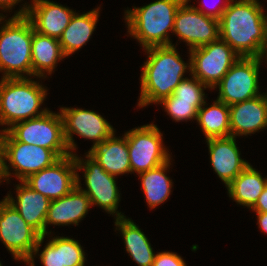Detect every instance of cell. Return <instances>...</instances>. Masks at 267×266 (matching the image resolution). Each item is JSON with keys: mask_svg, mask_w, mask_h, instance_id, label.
<instances>
[{"mask_svg": "<svg viewBox=\"0 0 267 266\" xmlns=\"http://www.w3.org/2000/svg\"><path fill=\"white\" fill-rule=\"evenodd\" d=\"M258 58H259L261 63L263 62L264 58L267 61V41L262 46V49H261V52H260V55H259ZM266 64H267V62H266Z\"/></svg>", "mask_w": 267, "mask_h": 266, "instance_id": "d590c367", "label": "cell"}, {"mask_svg": "<svg viewBox=\"0 0 267 266\" xmlns=\"http://www.w3.org/2000/svg\"><path fill=\"white\" fill-rule=\"evenodd\" d=\"M4 19L5 17H1L3 25H0V72H3L1 77H32L33 25L26 16Z\"/></svg>", "mask_w": 267, "mask_h": 266, "instance_id": "5b68a950", "label": "cell"}, {"mask_svg": "<svg viewBox=\"0 0 267 266\" xmlns=\"http://www.w3.org/2000/svg\"><path fill=\"white\" fill-rule=\"evenodd\" d=\"M90 198L77 185L67 195L51 200L45 220V236L48 225H78L85 218L91 207Z\"/></svg>", "mask_w": 267, "mask_h": 266, "instance_id": "44dd1931", "label": "cell"}, {"mask_svg": "<svg viewBox=\"0 0 267 266\" xmlns=\"http://www.w3.org/2000/svg\"><path fill=\"white\" fill-rule=\"evenodd\" d=\"M17 141L54 151L60 158L70 155L62 116L48 111L42 116L18 122L7 130Z\"/></svg>", "mask_w": 267, "mask_h": 266, "instance_id": "ba28073f", "label": "cell"}, {"mask_svg": "<svg viewBox=\"0 0 267 266\" xmlns=\"http://www.w3.org/2000/svg\"><path fill=\"white\" fill-rule=\"evenodd\" d=\"M47 88L31 77L1 78L0 81V125H12L42 116L49 109H41L47 96ZM40 109V111H39Z\"/></svg>", "mask_w": 267, "mask_h": 266, "instance_id": "277c9868", "label": "cell"}, {"mask_svg": "<svg viewBox=\"0 0 267 266\" xmlns=\"http://www.w3.org/2000/svg\"><path fill=\"white\" fill-rule=\"evenodd\" d=\"M205 101L206 100L179 99V97L170 95L161 100L158 104L164 106L167 115H169L175 122H180L191 119L196 120L198 111Z\"/></svg>", "mask_w": 267, "mask_h": 266, "instance_id": "f1b7e54d", "label": "cell"}, {"mask_svg": "<svg viewBox=\"0 0 267 266\" xmlns=\"http://www.w3.org/2000/svg\"><path fill=\"white\" fill-rule=\"evenodd\" d=\"M99 9L100 7L83 14L74 13L59 39L65 57L72 55L90 40L97 26Z\"/></svg>", "mask_w": 267, "mask_h": 266, "instance_id": "cb8c5ba5", "label": "cell"}, {"mask_svg": "<svg viewBox=\"0 0 267 266\" xmlns=\"http://www.w3.org/2000/svg\"><path fill=\"white\" fill-rule=\"evenodd\" d=\"M16 200L7 194L5 198L12 204L28 225L41 236L45 235V220L51 200L43 194L33 190L24 181L15 185Z\"/></svg>", "mask_w": 267, "mask_h": 266, "instance_id": "ffe728a7", "label": "cell"}, {"mask_svg": "<svg viewBox=\"0 0 267 266\" xmlns=\"http://www.w3.org/2000/svg\"><path fill=\"white\" fill-rule=\"evenodd\" d=\"M190 74L204 83L209 90L222 80L240 57L233 48L220 38L189 51Z\"/></svg>", "mask_w": 267, "mask_h": 266, "instance_id": "30bf717a", "label": "cell"}, {"mask_svg": "<svg viewBox=\"0 0 267 266\" xmlns=\"http://www.w3.org/2000/svg\"><path fill=\"white\" fill-rule=\"evenodd\" d=\"M152 266H187L184 259L174 252L163 251L155 255Z\"/></svg>", "mask_w": 267, "mask_h": 266, "instance_id": "4dcf8cb0", "label": "cell"}, {"mask_svg": "<svg viewBox=\"0 0 267 266\" xmlns=\"http://www.w3.org/2000/svg\"><path fill=\"white\" fill-rule=\"evenodd\" d=\"M206 142L211 166L227 187L250 163L240 157L236 137L211 138Z\"/></svg>", "mask_w": 267, "mask_h": 266, "instance_id": "e0dca14e", "label": "cell"}, {"mask_svg": "<svg viewBox=\"0 0 267 266\" xmlns=\"http://www.w3.org/2000/svg\"><path fill=\"white\" fill-rule=\"evenodd\" d=\"M44 238L45 235L38 240L33 255L27 262L28 265H35L34 258L37 254L43 266H85V252L78 241L65 236H54L38 254Z\"/></svg>", "mask_w": 267, "mask_h": 266, "instance_id": "ac0fdd59", "label": "cell"}, {"mask_svg": "<svg viewBox=\"0 0 267 266\" xmlns=\"http://www.w3.org/2000/svg\"><path fill=\"white\" fill-rule=\"evenodd\" d=\"M20 1L23 0H0V9L1 11L3 10L4 12L7 10L9 12H12L10 10L13 9ZM16 4V5H15Z\"/></svg>", "mask_w": 267, "mask_h": 266, "instance_id": "e575fe53", "label": "cell"}, {"mask_svg": "<svg viewBox=\"0 0 267 266\" xmlns=\"http://www.w3.org/2000/svg\"><path fill=\"white\" fill-rule=\"evenodd\" d=\"M74 155L60 158L53 165L30 175L24 182L50 200L69 194L77 185Z\"/></svg>", "mask_w": 267, "mask_h": 266, "instance_id": "9a60e30c", "label": "cell"}, {"mask_svg": "<svg viewBox=\"0 0 267 266\" xmlns=\"http://www.w3.org/2000/svg\"><path fill=\"white\" fill-rule=\"evenodd\" d=\"M189 1L185 0L178 8L172 33L176 34L179 40L187 43L190 51L217 41L220 38V32L219 20L188 5Z\"/></svg>", "mask_w": 267, "mask_h": 266, "instance_id": "5bb4252c", "label": "cell"}, {"mask_svg": "<svg viewBox=\"0 0 267 266\" xmlns=\"http://www.w3.org/2000/svg\"><path fill=\"white\" fill-rule=\"evenodd\" d=\"M230 0H226L224 4L217 5V7L211 8L209 11L203 9L204 4H199L200 7L193 6L195 9L199 10L200 12L204 13L207 16L214 17L216 19H220L225 9L228 7Z\"/></svg>", "mask_w": 267, "mask_h": 266, "instance_id": "1f68e13d", "label": "cell"}, {"mask_svg": "<svg viewBox=\"0 0 267 266\" xmlns=\"http://www.w3.org/2000/svg\"><path fill=\"white\" fill-rule=\"evenodd\" d=\"M209 89L198 78L191 75V78L185 77L173 91L174 97L186 100H205V89Z\"/></svg>", "mask_w": 267, "mask_h": 266, "instance_id": "f546056e", "label": "cell"}, {"mask_svg": "<svg viewBox=\"0 0 267 266\" xmlns=\"http://www.w3.org/2000/svg\"><path fill=\"white\" fill-rule=\"evenodd\" d=\"M2 14V15H1ZM1 17H6L5 15H3V13H0V24H1Z\"/></svg>", "mask_w": 267, "mask_h": 266, "instance_id": "8d00e7d4", "label": "cell"}, {"mask_svg": "<svg viewBox=\"0 0 267 266\" xmlns=\"http://www.w3.org/2000/svg\"><path fill=\"white\" fill-rule=\"evenodd\" d=\"M263 95H264L266 102H267V92L266 93L263 92Z\"/></svg>", "mask_w": 267, "mask_h": 266, "instance_id": "74e56055", "label": "cell"}, {"mask_svg": "<svg viewBox=\"0 0 267 266\" xmlns=\"http://www.w3.org/2000/svg\"><path fill=\"white\" fill-rule=\"evenodd\" d=\"M147 61L141 67V89L138 107L158 104L185 79L184 73L191 72V59L185 63L175 46H152L144 49ZM188 70V71H187Z\"/></svg>", "mask_w": 267, "mask_h": 266, "instance_id": "7a4b0ae2", "label": "cell"}, {"mask_svg": "<svg viewBox=\"0 0 267 266\" xmlns=\"http://www.w3.org/2000/svg\"><path fill=\"white\" fill-rule=\"evenodd\" d=\"M131 173H142L172 160L157 125L147 124L125 132Z\"/></svg>", "mask_w": 267, "mask_h": 266, "instance_id": "9c48e42d", "label": "cell"}, {"mask_svg": "<svg viewBox=\"0 0 267 266\" xmlns=\"http://www.w3.org/2000/svg\"><path fill=\"white\" fill-rule=\"evenodd\" d=\"M59 111L63 120L64 137L72 155L76 154L73 151L77 149L73 134L94 141L93 148L116 132L103 116L93 110L60 107Z\"/></svg>", "mask_w": 267, "mask_h": 266, "instance_id": "4fadbf2b", "label": "cell"}, {"mask_svg": "<svg viewBox=\"0 0 267 266\" xmlns=\"http://www.w3.org/2000/svg\"><path fill=\"white\" fill-rule=\"evenodd\" d=\"M32 76L46 78L57 67L58 61L65 58L58 39L40 34L34 30L31 44ZM46 72V73H45Z\"/></svg>", "mask_w": 267, "mask_h": 266, "instance_id": "603a6c76", "label": "cell"}, {"mask_svg": "<svg viewBox=\"0 0 267 266\" xmlns=\"http://www.w3.org/2000/svg\"><path fill=\"white\" fill-rule=\"evenodd\" d=\"M266 185L267 178L249 164L226 188L232 200L251 209Z\"/></svg>", "mask_w": 267, "mask_h": 266, "instance_id": "484cf974", "label": "cell"}, {"mask_svg": "<svg viewBox=\"0 0 267 266\" xmlns=\"http://www.w3.org/2000/svg\"><path fill=\"white\" fill-rule=\"evenodd\" d=\"M259 0H230L219 19L220 39L240 57H259L267 41V15Z\"/></svg>", "mask_w": 267, "mask_h": 266, "instance_id": "6da1fadb", "label": "cell"}, {"mask_svg": "<svg viewBox=\"0 0 267 266\" xmlns=\"http://www.w3.org/2000/svg\"><path fill=\"white\" fill-rule=\"evenodd\" d=\"M231 136H247L267 128V102L263 94L229 106Z\"/></svg>", "mask_w": 267, "mask_h": 266, "instance_id": "d6986e66", "label": "cell"}, {"mask_svg": "<svg viewBox=\"0 0 267 266\" xmlns=\"http://www.w3.org/2000/svg\"><path fill=\"white\" fill-rule=\"evenodd\" d=\"M257 215V224L262 232L267 234V212H255Z\"/></svg>", "mask_w": 267, "mask_h": 266, "instance_id": "836d02e7", "label": "cell"}, {"mask_svg": "<svg viewBox=\"0 0 267 266\" xmlns=\"http://www.w3.org/2000/svg\"><path fill=\"white\" fill-rule=\"evenodd\" d=\"M115 220L116 230L121 232L126 252L133 261L138 266H152L156 254L144 232L129 218L121 217Z\"/></svg>", "mask_w": 267, "mask_h": 266, "instance_id": "d4e9b609", "label": "cell"}, {"mask_svg": "<svg viewBox=\"0 0 267 266\" xmlns=\"http://www.w3.org/2000/svg\"><path fill=\"white\" fill-rule=\"evenodd\" d=\"M31 2L30 5L29 3L22 4L23 7L14 12L12 17L26 16L36 32L59 40L75 11L50 0H32Z\"/></svg>", "mask_w": 267, "mask_h": 266, "instance_id": "2e32d148", "label": "cell"}, {"mask_svg": "<svg viewBox=\"0 0 267 266\" xmlns=\"http://www.w3.org/2000/svg\"><path fill=\"white\" fill-rule=\"evenodd\" d=\"M260 65L258 57H239L215 86L219 88L217 99L230 106L261 95L258 80Z\"/></svg>", "mask_w": 267, "mask_h": 266, "instance_id": "7c38bea8", "label": "cell"}, {"mask_svg": "<svg viewBox=\"0 0 267 266\" xmlns=\"http://www.w3.org/2000/svg\"><path fill=\"white\" fill-rule=\"evenodd\" d=\"M40 237L4 197L0 201V241L13 255V259L27 263Z\"/></svg>", "mask_w": 267, "mask_h": 266, "instance_id": "8fae6325", "label": "cell"}, {"mask_svg": "<svg viewBox=\"0 0 267 266\" xmlns=\"http://www.w3.org/2000/svg\"><path fill=\"white\" fill-rule=\"evenodd\" d=\"M76 170H83L86 189L81 187L79 173L77 186L90 198L91 205H97L115 218L126 217L117 211L120 202V191L117 187L116 176L107 173L103 167L88 153L86 159L74 155Z\"/></svg>", "mask_w": 267, "mask_h": 266, "instance_id": "52a82bcc", "label": "cell"}, {"mask_svg": "<svg viewBox=\"0 0 267 266\" xmlns=\"http://www.w3.org/2000/svg\"><path fill=\"white\" fill-rule=\"evenodd\" d=\"M103 169L114 176L131 174L126 134L116 137L115 133L87 152Z\"/></svg>", "mask_w": 267, "mask_h": 266, "instance_id": "7402d4cb", "label": "cell"}, {"mask_svg": "<svg viewBox=\"0 0 267 266\" xmlns=\"http://www.w3.org/2000/svg\"><path fill=\"white\" fill-rule=\"evenodd\" d=\"M251 210L253 212H267V185L258 197L257 202L251 208Z\"/></svg>", "mask_w": 267, "mask_h": 266, "instance_id": "d6a6232c", "label": "cell"}, {"mask_svg": "<svg viewBox=\"0 0 267 266\" xmlns=\"http://www.w3.org/2000/svg\"><path fill=\"white\" fill-rule=\"evenodd\" d=\"M212 105L205 103L197 114V123L200 125L205 139L231 136L229 106L216 99Z\"/></svg>", "mask_w": 267, "mask_h": 266, "instance_id": "83f0119b", "label": "cell"}, {"mask_svg": "<svg viewBox=\"0 0 267 266\" xmlns=\"http://www.w3.org/2000/svg\"><path fill=\"white\" fill-rule=\"evenodd\" d=\"M185 0H156L143 7L125 10L128 33L143 49L152 46H174L168 31H173L174 19Z\"/></svg>", "mask_w": 267, "mask_h": 266, "instance_id": "3957f363", "label": "cell"}, {"mask_svg": "<svg viewBox=\"0 0 267 266\" xmlns=\"http://www.w3.org/2000/svg\"><path fill=\"white\" fill-rule=\"evenodd\" d=\"M170 165L169 160L154 169L138 174L146 203L150 209L163 204L171 195L173 182L166 174Z\"/></svg>", "mask_w": 267, "mask_h": 266, "instance_id": "4316f807", "label": "cell"}, {"mask_svg": "<svg viewBox=\"0 0 267 266\" xmlns=\"http://www.w3.org/2000/svg\"><path fill=\"white\" fill-rule=\"evenodd\" d=\"M59 159L60 157L50 149L17 141L8 131H1L0 183L3 181L9 183L12 174L19 179V182L24 181ZM10 167L14 173H11Z\"/></svg>", "mask_w": 267, "mask_h": 266, "instance_id": "8992f818", "label": "cell"}]
</instances>
